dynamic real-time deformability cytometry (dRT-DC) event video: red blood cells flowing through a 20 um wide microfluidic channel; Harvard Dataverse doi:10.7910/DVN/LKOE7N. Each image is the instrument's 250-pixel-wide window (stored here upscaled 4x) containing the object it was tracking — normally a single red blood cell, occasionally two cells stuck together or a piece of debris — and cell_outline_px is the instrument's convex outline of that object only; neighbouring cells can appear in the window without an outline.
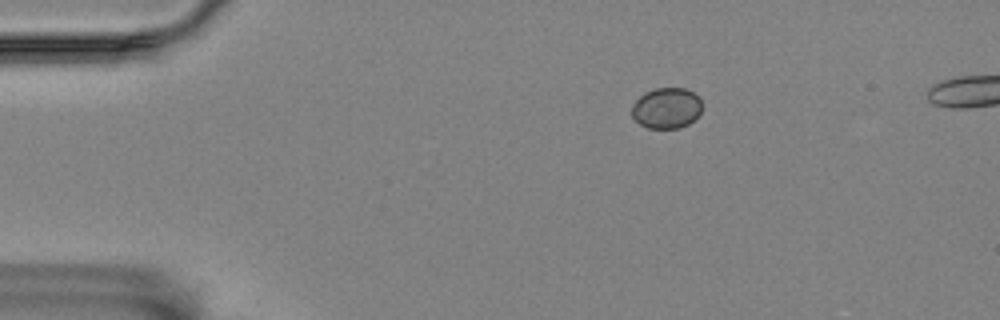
{"species": "Egyptian fruit bat (a non-hibernating species)", "species_latin": "Rousettus aegyptiacus", "temperature_condition": "room temperature", "stored_images_in_passage": 35, "camera_frame_rate_fps": 3000, "um_per_image_px": 0.085, "animal": {"sex": "female"}, "frame": {"image": 1, "passage_image": 2, "time_ms": 0.333, "image_size_px": [1000, 320], "cell_outline_px": [[700, 112], [688, 124], [680, 128], [648, 128], [640, 124], [632, 116], [632, 104], [644, 92], [656, 88], [684, 88], [700, 96]], "centroid_in_image_um": [56.63, 9.18], "position_along_channel_um": 28.4, "area_um2": 16.59}}
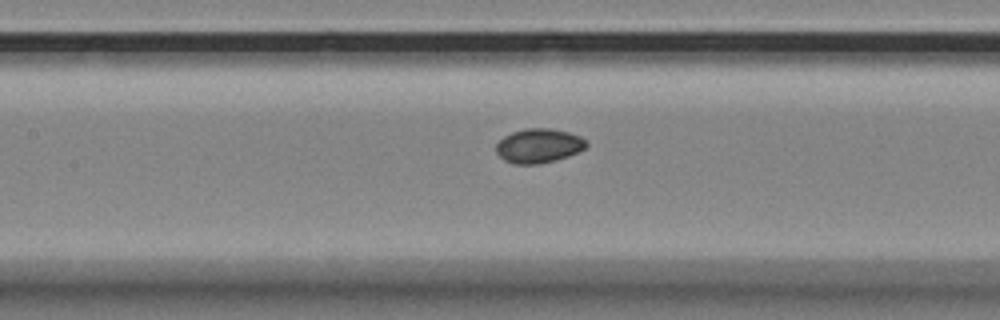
{"frame": {"image": 2, "passage_image": 18, "time_ms": 5.667, "image_size_px": [1000, 320], "cell_outline_px": [[588, 144], [584, 148], [568, 156], [556, 160], [536, 164], [516, 164], [504, 160], [496, 152], [496, 144], [504, 136], [512, 132], [524, 128], [552, 128], [568, 132], [580, 136]], "centroid_in_image_um": [45.77, 12.38], "position_along_channel_um": 161.6, "area_um2": 17.92}}
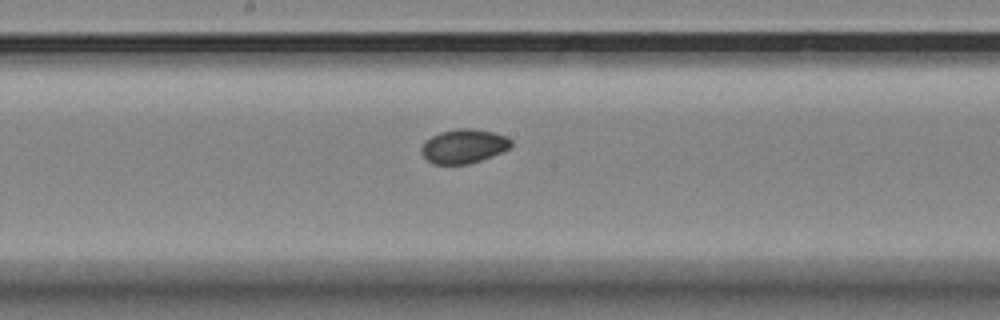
{"frame": {"image": 3, "passage_image": 22, "time_ms": 7.0, "image_size_px": [1000, 320], "cell_outline_px": [[512, 144], [508, 148], [492, 156], [468, 164], [432, 164], [420, 152], [420, 148], [424, 140], [440, 132], [456, 128], [472, 128], [492, 132], [504, 136], [512, 140]], "centroid_in_image_um": [39.37, 12.42], "position_along_channel_um": 208.8, "area_um2": 17.8}}